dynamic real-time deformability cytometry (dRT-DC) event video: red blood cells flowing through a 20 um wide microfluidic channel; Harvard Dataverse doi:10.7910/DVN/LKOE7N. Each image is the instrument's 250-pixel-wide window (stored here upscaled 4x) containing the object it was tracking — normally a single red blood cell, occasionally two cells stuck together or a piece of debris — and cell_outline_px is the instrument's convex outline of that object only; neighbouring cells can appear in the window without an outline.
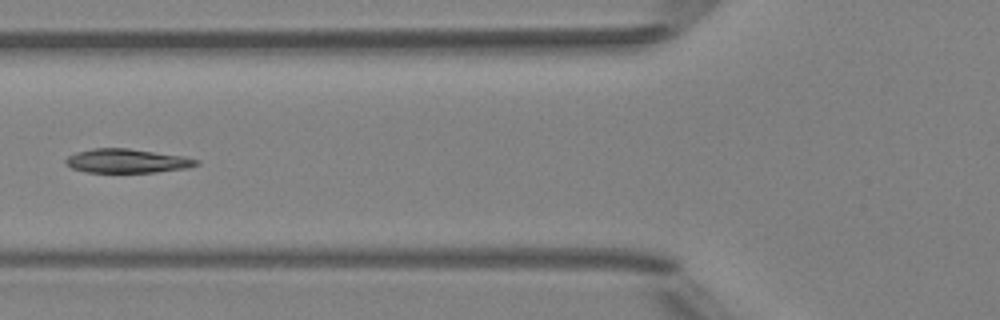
{"species": "Egyptian fruit bat (a non-hibernating species)", "species_latin": "Rousettus aegyptiacus", "temperature_condition": "room temperature", "stored_images_in_passage": 7, "camera_frame_rate_fps": 3000, "um_per_image_px": 0.085, "animal": {"sex": "female"}, "frame": {"image": 1, "passage_image": 6, "time_ms": 5.667, "image_size_px": [1000, 320], "cell_outline_px": [[200, 164], [188, 168], [156, 172], [84, 172], [72, 168], [64, 164], [64, 160], [68, 156], [76, 152], [92, 148], [128, 148], [184, 156], [200, 160]], "centroid_in_image_um": [10.79, 13.67], "position_along_channel_um": 115.0, "area_um2": 18.44}}
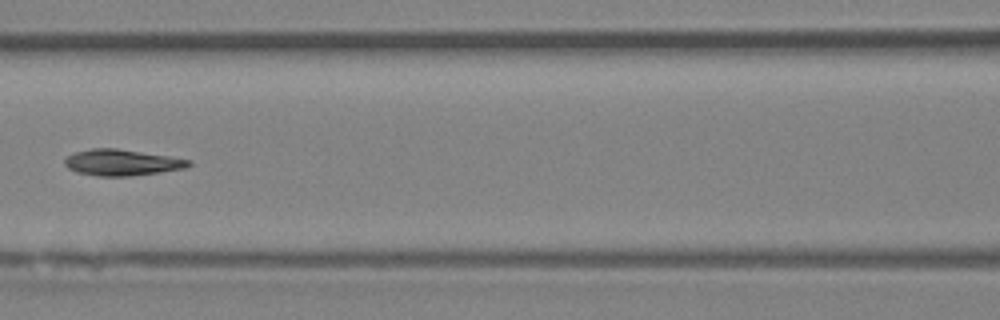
{"frame": {"image": 2, "passage_image": 7, "time_ms": 6.667, "image_size_px": [1000, 320], "cell_outline_px": [[192, 164], [184, 168], [160, 172], [132, 176], [100, 176], [76, 172], [68, 168], [64, 164], [64, 160], [68, 156], [76, 152], [92, 148], [116, 148], [168, 156], [192, 160]], "centroid_in_image_um": [10.36, 13.81], "position_along_channel_um": 156.2, "area_um2": 18.79}}